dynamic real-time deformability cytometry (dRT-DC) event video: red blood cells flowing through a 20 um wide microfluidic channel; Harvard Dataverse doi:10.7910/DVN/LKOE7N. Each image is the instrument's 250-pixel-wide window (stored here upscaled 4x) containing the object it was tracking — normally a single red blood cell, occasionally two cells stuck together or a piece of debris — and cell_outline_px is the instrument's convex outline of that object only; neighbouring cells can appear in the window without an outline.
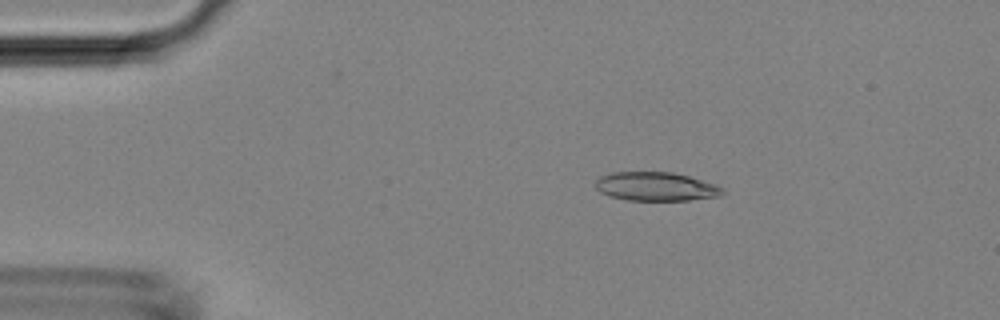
{"species": "Egyptian fruit bat (a non-hibernating species)", "species_latin": "Rousettus aegyptiacus", "temperature_condition": "room temperature", "stored_images_in_passage": 5, "camera_frame_rate_fps": 3000, "um_per_image_px": 0.085, "animal": {"sex": "female"}, "frame": {"image": 1, "passage_image": 3, "time_ms": 0.667, "image_size_px": [1000, 320], "cell_outline_px": [[724, 192], [720, 196], [688, 200], [628, 200], [608, 196], [600, 192], [596, 188], [596, 180], [600, 176], [612, 172], [672, 172], [688, 176], [716, 184], [724, 188]], "centroid_in_image_um": [55.75, 15.85], "position_along_channel_um": 29.3, "area_um2": 21.33}}
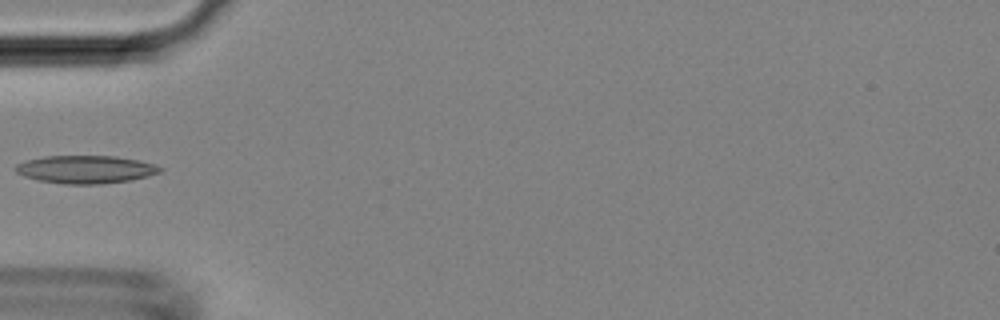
{"frame": {"image": 2, "passage_image": 5, "time_ms": 1.333, "image_size_px": [1000, 320], "cell_outline_px": [[164, 168], [160, 172], [148, 176], [132, 180], [100, 184], [64, 184], [36, 180], [24, 176], [16, 172], [12, 168], [16, 164], [24, 160], [44, 156], [116, 156], [156, 164]], "centroid_in_image_um": [7.25, 14.4], "position_along_channel_um": 77.8, "area_um2": 23.76}}